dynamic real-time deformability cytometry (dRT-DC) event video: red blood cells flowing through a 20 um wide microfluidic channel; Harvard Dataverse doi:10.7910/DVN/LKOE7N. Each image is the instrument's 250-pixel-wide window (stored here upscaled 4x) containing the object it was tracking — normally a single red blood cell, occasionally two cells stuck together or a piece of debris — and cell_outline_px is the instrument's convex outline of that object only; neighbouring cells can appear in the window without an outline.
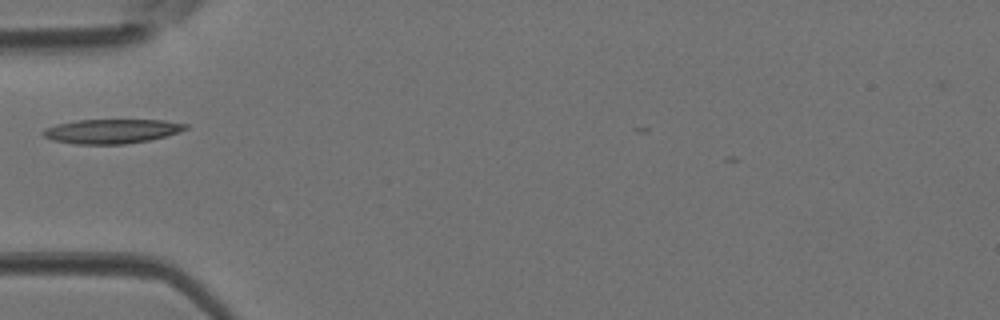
{"species": "Egyptian fruit bat (a non-hibernating species)", "species_latin": "Rousettus aegyptiacus", "temperature_condition": "room temperature", "stored_images_in_passage": 27, "camera_frame_rate_fps": 3000, "um_per_image_px": 0.085, "animal": {"sex": "female"}, "frame": {"image": 1, "passage_image": 1, "time_ms": 0.0, "image_size_px": [1000, 320], "cell_outline_px": [[188, 128], [180, 132], [148, 140], [124, 144], [76, 144], [52, 140], [44, 136], [40, 132], [44, 128], [56, 124], [76, 120], [164, 120], [188, 124]], "centroid_in_image_um": [9.46, 11.15], "position_along_channel_um": 75.5, "area_um2": 20.23}}
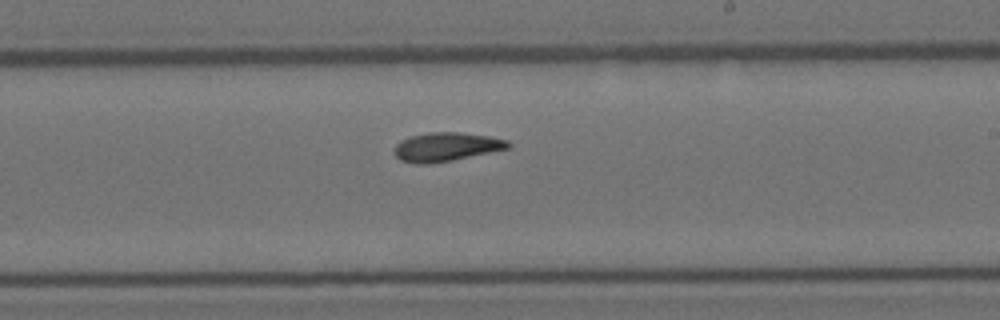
{"frame": {"image": 2, "passage_image": 12, "time_ms": 3.667, "image_size_px": [1000, 320], "cell_outline_px": [[512, 144], [508, 148], [452, 160], [428, 164], [416, 164], [400, 160], [396, 156], [396, 144], [412, 136], [432, 132], [460, 132], [488, 136], [508, 140]], "centroid_in_image_um": [37.95, 12.48], "position_along_channel_um": 251.0, "area_um2": 18.73}}
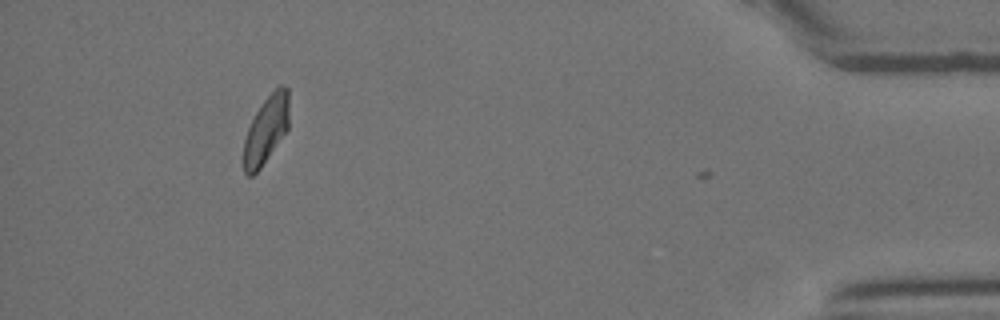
{"frame": {"image": 3, "passage_image": 26, "time_ms": 8.333, "image_size_px": [1000, 320], "cell_outline_px": [[288, 128], [260, 168], [252, 176], [248, 176], [244, 172], [244, 140], [248, 128], [256, 112], [264, 100], [280, 84], [284, 84], [288, 88]], "centroid_in_image_um": [22.62, 11.01], "position_along_channel_um": 412.6, "area_um2": 17.51}}